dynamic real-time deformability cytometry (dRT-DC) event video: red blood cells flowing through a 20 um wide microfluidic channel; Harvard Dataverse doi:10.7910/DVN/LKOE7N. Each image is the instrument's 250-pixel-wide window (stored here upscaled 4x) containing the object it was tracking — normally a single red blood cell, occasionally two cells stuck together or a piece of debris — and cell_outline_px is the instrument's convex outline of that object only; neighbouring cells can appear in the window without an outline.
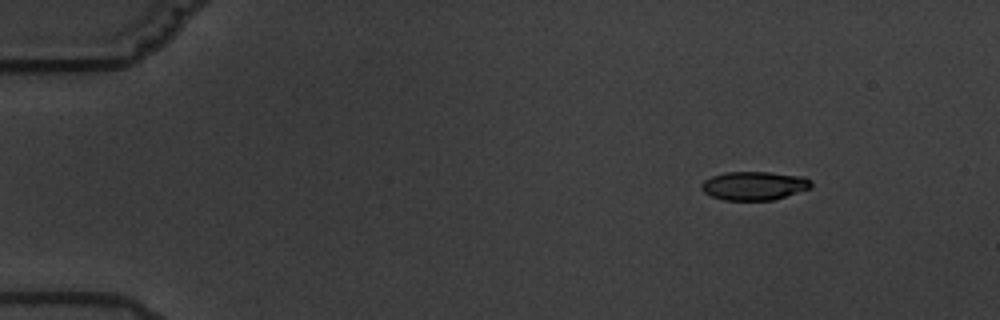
{"species": "common noctule bat (a hibernating species)", "species_latin": "Nyctalus noctula", "temperature_condition": "warm", "stored_images_in_passage": 8, "camera_frame_rate_fps": 3000, "um_per_image_px": 0.085, "animal": {"sex": "male", "body_mass_g": 19.5, "forearm_length_mm": 54.6}, "frame": {"image": 1, "passage_image": 1, "time_ms": 0.0, "image_size_px": [1000, 320], "cell_outline_px": [[812, 188], [772, 200], [724, 200], [712, 196], [704, 192], [700, 188], [700, 184], [704, 180], [712, 176], [724, 172], [768, 172], [804, 176], [812, 180]], "centroid_in_image_um": [64.11, 15.78], "position_along_channel_um": 20.9, "area_um2": 18.44}}
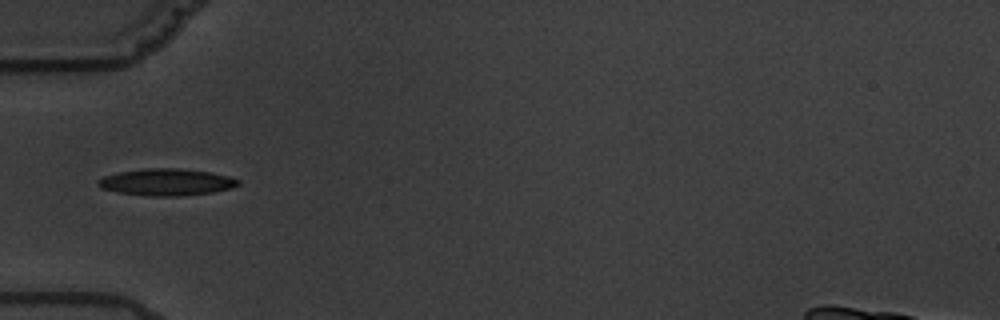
{"frame": {"image": 2, "passage_image": 4, "time_ms": 4.333, "image_size_px": [1000, 320], "cell_outline_px": [[240, 184], [232, 188], [212, 192], [184, 196], [152, 196], [116, 192], [100, 188], [96, 184], [96, 180], [104, 176], [116, 172], [144, 168], [180, 168], [208, 172], [228, 176], [240, 180]], "centroid_in_image_um": [14.11, 15.48], "position_along_channel_um": 70.9, "area_um2": 22.14}}
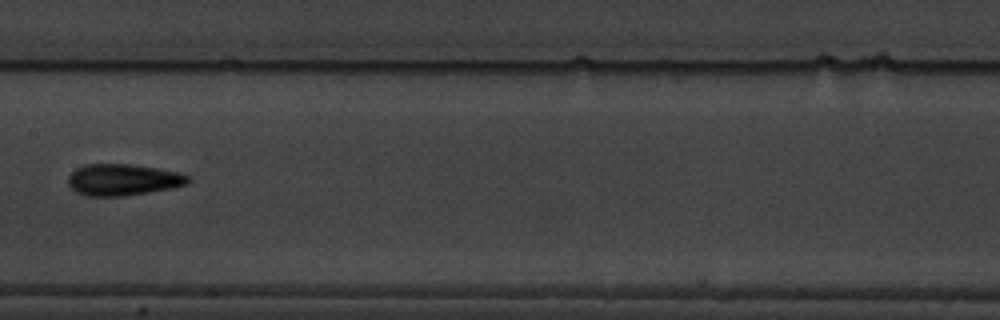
{"frame": {"image": 3, "passage_image": 7, "time_ms": 8.0, "image_size_px": [1000, 320], "cell_outline_px": [[192, 180], [188, 184], [172, 188], [120, 196], [88, 196], [76, 192], [68, 184], [68, 176], [76, 168], [84, 164], [128, 164], [156, 168], [180, 172], [188, 176]], "centroid_in_image_um": [10.45, 15.27], "position_along_channel_um": 196.9, "area_um2": 21.96}}